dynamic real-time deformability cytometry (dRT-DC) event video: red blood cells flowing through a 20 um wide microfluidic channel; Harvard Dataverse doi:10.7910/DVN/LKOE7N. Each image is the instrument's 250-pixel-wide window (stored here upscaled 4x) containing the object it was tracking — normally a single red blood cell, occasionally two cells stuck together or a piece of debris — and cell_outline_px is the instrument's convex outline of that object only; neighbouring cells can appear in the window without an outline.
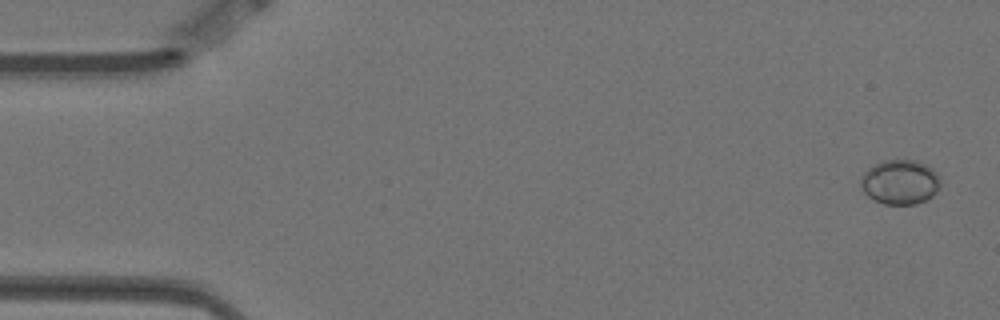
{"species": "Egyptian fruit bat (a non-hibernating species)", "species_latin": "Rousettus aegyptiacus", "temperature_condition": "warm", "stored_images_in_passage": 5, "camera_frame_rate_fps": 3000, "um_per_image_px": 0.085, "animal": {"sex": "female"}, "frame": {"image": 1, "passage_image": 1, "time_ms": 0.0, "image_size_px": [1000, 320], "cell_outline_px": [[940, 184], [936, 192], [932, 196], [916, 204], [884, 204], [868, 196], [864, 192], [860, 184], [860, 176], [868, 168], [884, 160], [916, 160], [932, 168], [940, 176]], "centroid_in_image_um": [76.5, 15.47], "position_along_channel_um": 8.5, "area_um2": 20.69}}
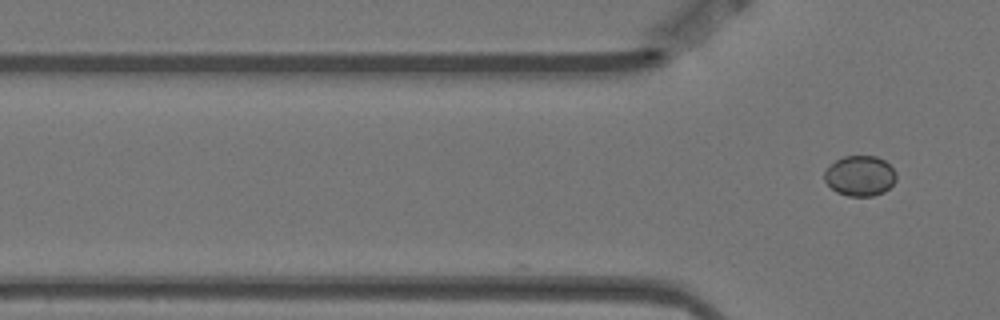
{"frame": {"image": 2, "passage_image": 5, "time_ms": 1.333, "image_size_px": [1000, 320], "cell_outline_px": [[896, 180], [884, 192], [872, 196], [848, 196], [836, 192], [824, 180], [824, 172], [836, 160], [844, 156], [876, 156], [884, 160], [896, 172]], "centroid_in_image_um": [73.1, 14.95], "position_along_channel_um": 52.7, "area_um2": 16.76}}